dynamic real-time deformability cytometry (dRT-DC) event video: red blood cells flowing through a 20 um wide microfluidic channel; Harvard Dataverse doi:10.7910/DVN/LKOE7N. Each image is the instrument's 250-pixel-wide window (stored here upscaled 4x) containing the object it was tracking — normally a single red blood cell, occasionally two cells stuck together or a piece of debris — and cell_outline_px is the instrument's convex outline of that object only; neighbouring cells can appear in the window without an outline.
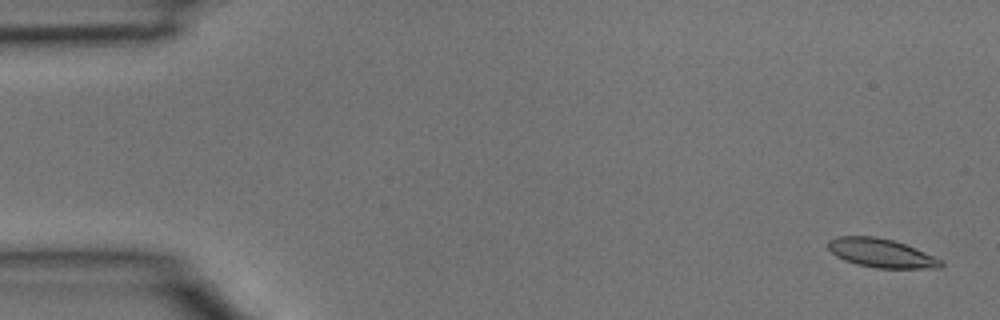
{"species": "common noctule bat (a hibernating species)", "species_latin": "Nyctalus noctula", "temperature_condition": "room temperature", "stored_images_in_passage": 3, "camera_frame_rate_fps": 3000, "um_per_image_px": 0.085, "animal": {"sex": "male", "body_mass_g": 15.6}, "frame": {"image": 1, "passage_image": 1, "time_ms": 0.0, "image_size_px": [1000, 320], "cell_outline_px": [[944, 264], [940, 268], [876, 268], [856, 264], [844, 260], [836, 256], [828, 248], [828, 240], [836, 236], [876, 236], [892, 240], [904, 244], [944, 260]], "centroid_in_image_um": [74.9, 21.51], "position_along_channel_um": 10.1, "area_um2": 18.96}}
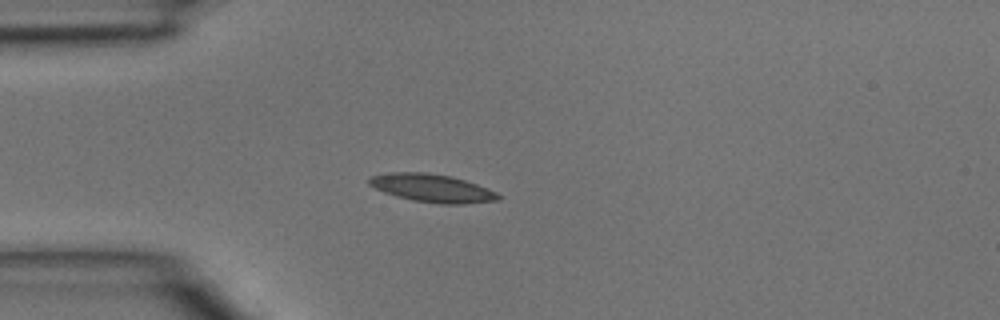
{"frame": {"image": 2, "passage_image": 3, "time_ms": 0.667, "image_size_px": [1000, 320], "cell_outline_px": [[504, 196], [500, 200], [464, 204], [440, 204], [412, 200], [396, 196], [384, 192], [368, 184], [368, 176], [388, 172], [428, 172], [452, 176], [476, 184], [496, 192]], "centroid_in_image_um": [36.73, 15.98], "position_along_channel_um": 48.3, "area_um2": 21.33}}